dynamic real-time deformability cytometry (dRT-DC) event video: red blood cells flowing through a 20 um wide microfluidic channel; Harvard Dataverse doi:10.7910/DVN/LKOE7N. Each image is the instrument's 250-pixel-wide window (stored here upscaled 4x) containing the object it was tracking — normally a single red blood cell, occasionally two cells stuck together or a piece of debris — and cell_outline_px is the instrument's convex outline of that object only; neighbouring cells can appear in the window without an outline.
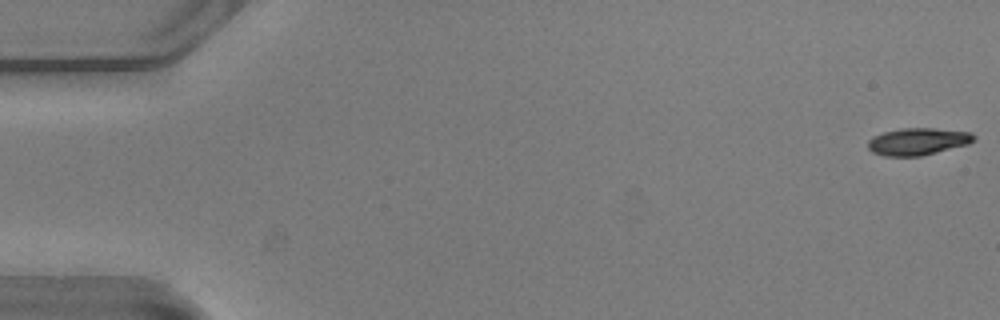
{"species": "common noctule bat (a hibernating species)", "species_latin": "Nyctalus noctula", "temperature_condition": "warm", "stored_images_in_passage": 12, "camera_frame_rate_fps": 3000, "um_per_image_px": 0.085, "animal": {"sex": "male", "body_mass_g": 20.5, "forearm_length_mm": 52.5}, "frame": {"image": 1, "passage_image": 1, "time_ms": 0.0, "image_size_px": [1000, 320], "cell_outline_px": [[976, 140], [968, 144], [920, 156], [884, 156], [872, 152], [868, 148], [868, 140], [872, 136], [884, 132], [900, 128], [932, 128], [972, 132], [976, 136]], "centroid_in_image_um": [78.01, 12.02], "position_along_channel_um": 7.0, "area_um2": 16.82}}